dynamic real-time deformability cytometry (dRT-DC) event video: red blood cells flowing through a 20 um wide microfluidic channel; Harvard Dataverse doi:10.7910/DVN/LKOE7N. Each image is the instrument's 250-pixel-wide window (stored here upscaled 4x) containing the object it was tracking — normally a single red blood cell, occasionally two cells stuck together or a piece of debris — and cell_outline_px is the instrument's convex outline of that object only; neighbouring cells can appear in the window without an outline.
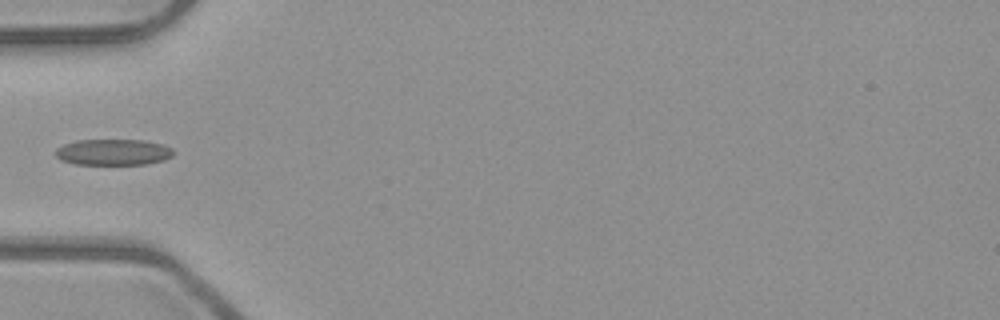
{"species": "common noctule bat (a hibernating species)", "species_latin": "Nyctalus noctula", "temperature_condition": "room temperature", "stored_images_in_passage": 35, "camera_frame_rate_fps": 3000, "um_per_image_px": 0.085, "animal": {"sex": "male", "body_mass_g": 23.1, "forearm_length_mm": 52.7}, "frame": {"image": 1, "passage_image": 1, "time_ms": 0.0, "image_size_px": [1000, 320], "cell_outline_px": [[176, 152], [172, 156], [164, 160], [148, 164], [76, 164], [60, 160], [56, 156], [56, 148], [64, 144], [76, 140], [144, 140], [160, 144], [172, 148]], "centroid_in_image_um": [9.64, 12.93], "position_along_channel_um": 75.4, "area_um2": 17.98}}
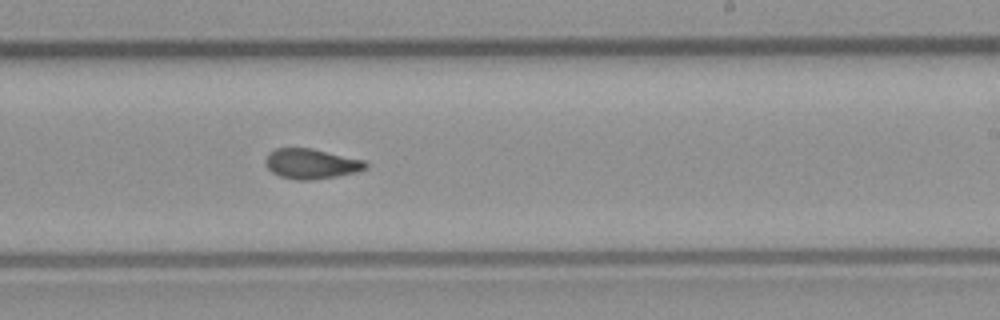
{"frame": {"image": 2, "passage_image": 15, "time_ms": 4.667, "image_size_px": [1000, 320], "cell_outline_px": [[368, 168], [356, 172], [336, 176], [312, 180], [296, 180], [280, 176], [272, 172], [268, 168], [268, 152], [276, 148], [312, 148], [364, 160], [368, 164]], "centroid_in_image_um": [26.49, 13.92], "position_along_channel_um": 262.5, "area_um2": 17.4}}
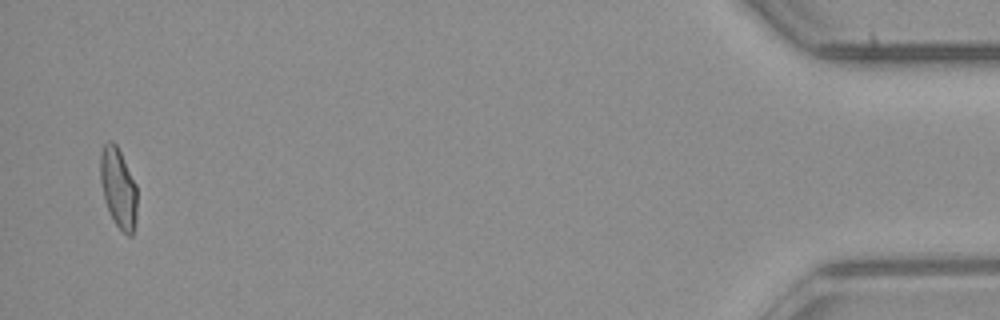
{"frame": {"image": 3, "passage_image": 34, "time_ms": 11.0, "image_size_px": [1000, 320], "cell_outline_px": [[136, 220], [132, 236], [128, 236], [116, 224], [104, 200], [100, 184], [100, 152], [104, 144], [108, 140], [112, 140], [116, 144], [136, 184]], "centroid_in_image_um": [10.04, 15.94], "position_along_channel_um": 425.2, "area_um2": 17.05}}